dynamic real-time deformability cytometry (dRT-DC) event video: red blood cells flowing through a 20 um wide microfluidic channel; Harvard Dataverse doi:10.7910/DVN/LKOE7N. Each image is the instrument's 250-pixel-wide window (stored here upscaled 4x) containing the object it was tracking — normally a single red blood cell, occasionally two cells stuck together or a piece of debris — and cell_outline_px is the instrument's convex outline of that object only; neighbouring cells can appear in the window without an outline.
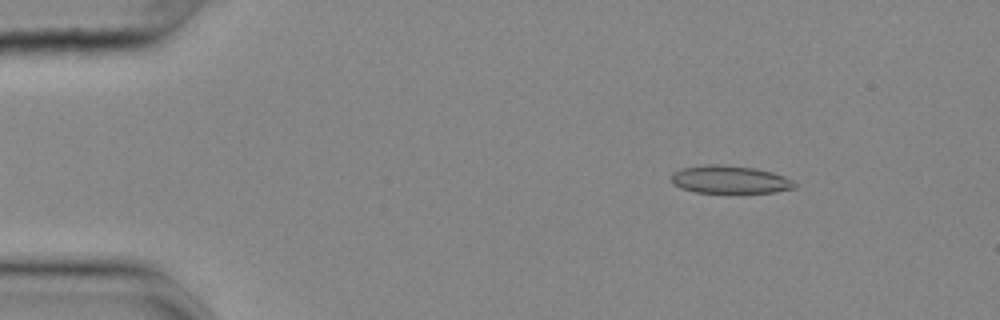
{"species": "common noctule bat (a hibernating species)", "species_latin": "Nyctalus noctula", "temperature_condition": "cold", "stored_images_in_passage": 55, "camera_frame_rate_fps": 3000, "um_per_image_px": 0.085, "animal": {"sex": "female", "body_mass_g": 25.1}, "frame": {"image": 1, "passage_image": 7, "time_ms": 2.0, "image_size_px": [1000, 320], "cell_outline_px": [[796, 188], [776, 192], [696, 192], [680, 188], [672, 180], [672, 172], [680, 168], [708, 164], [716, 164], [756, 168], [772, 172], [784, 176], [792, 180], [796, 184]], "centroid_in_image_um": [62.05, 15.25], "position_along_channel_um": 22.9, "area_um2": 19.88}}
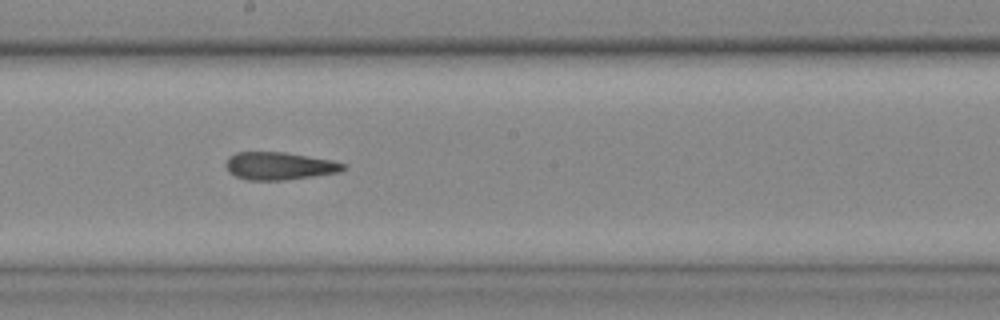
{"frame": {"image": 2, "passage_image": 30, "time_ms": 9.667, "image_size_px": [1000, 320], "cell_outline_px": [[348, 164], [340, 172], [284, 180], [248, 180], [236, 176], [228, 172], [224, 164], [228, 156], [236, 152], [284, 152], [332, 160]], "centroid_in_image_um": [23.71, 14.1], "position_along_channel_um": 224.5, "area_um2": 19.02}}
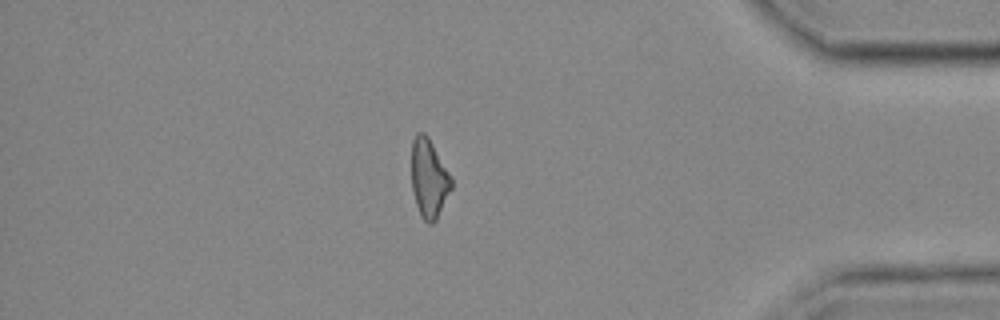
{"frame": {"image": 3, "passage_image": 47, "time_ms": 15.333, "image_size_px": [1000, 320], "cell_outline_px": [[452, 188], [436, 220], [432, 224], [428, 224], [420, 216], [412, 192], [412, 140], [416, 132], [424, 132], [428, 136], [452, 176]], "centroid_in_image_um": [36.46, 15.16], "position_along_channel_um": 398.7, "area_um2": 18.5}, "authors_computed_cell_mechanics": {"area_um2": 19.1318, "velocity_mm_per_s": 3.6585, "shape_relaxation_time_tau1_ms": null, "shape_relaxation_time_tau2_ms": 3.1935, "deformation_change_tau1": null, "deformation_change_tau2": 0.1204}}